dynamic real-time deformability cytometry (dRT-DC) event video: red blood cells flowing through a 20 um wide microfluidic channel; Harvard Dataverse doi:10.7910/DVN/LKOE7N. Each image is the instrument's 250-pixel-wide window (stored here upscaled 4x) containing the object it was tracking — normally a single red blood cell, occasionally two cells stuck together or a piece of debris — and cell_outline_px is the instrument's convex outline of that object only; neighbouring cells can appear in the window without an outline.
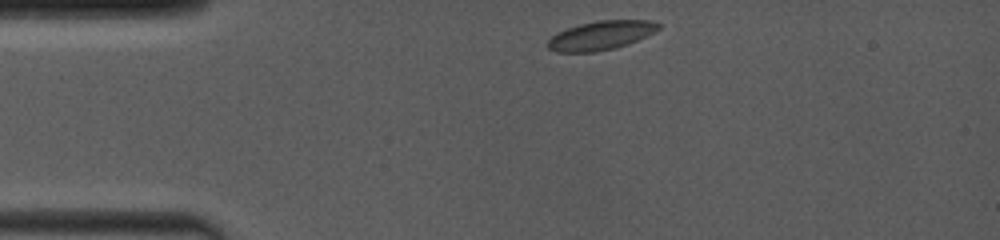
{"species": "common noctule bat (a hibernating species)", "species_latin": "Nyctalus noctula", "temperature_condition": "room temperature", "stored_images_in_passage": 6, "camera_frame_rate_fps": 4000, "um_per_image_px": 0.085, "animal": {"sex": "female", "body_mass_g": 19.0, "forearm_length_mm": 53.3}, "frame": {"image": 1, "passage_image": 1, "time_ms": 0.0, "image_size_px": [1000, 240], "cell_outline_px": [[660, 28], [628, 44], [616, 48], [596, 52], [556, 52], [548, 48], [548, 40], [552, 36], [568, 28], [580, 24], [596, 20], [652, 20], [660, 24]], "centroid_in_image_um": [51.07, 3.01], "position_along_channel_um": 33.9, "area_um2": 18.5}}
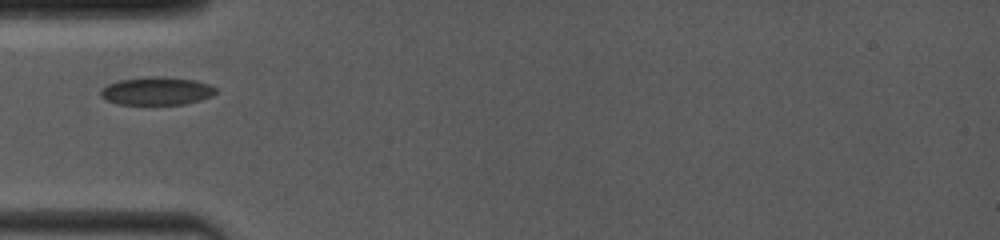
{"frame": {"image": 2, "passage_image": 4, "time_ms": 2.0, "image_size_px": [1000, 240], "cell_outline_px": [[216, 92], [212, 96], [184, 104], [120, 104], [108, 100], [100, 96], [100, 88], [108, 84], [120, 80], [152, 76], [192, 80], [208, 84], [216, 88]], "centroid_in_image_um": [13.29, 7.74], "position_along_channel_um": 71.7, "area_um2": 18.44}}
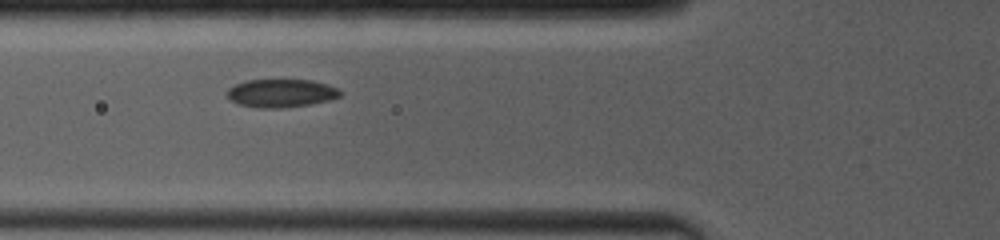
{"frame": {"image": 3, "passage_image": 5, "time_ms": 2.75, "image_size_px": [1000, 240], "cell_outline_px": [[344, 92], [340, 96], [328, 100], [312, 104], [280, 108], [256, 108], [236, 104], [228, 100], [228, 88], [236, 84], [248, 80], [312, 80], [328, 84], [340, 88]], "centroid_in_image_um": [23.91, 7.93], "position_along_channel_um": 101.9, "area_um2": 18.84}}